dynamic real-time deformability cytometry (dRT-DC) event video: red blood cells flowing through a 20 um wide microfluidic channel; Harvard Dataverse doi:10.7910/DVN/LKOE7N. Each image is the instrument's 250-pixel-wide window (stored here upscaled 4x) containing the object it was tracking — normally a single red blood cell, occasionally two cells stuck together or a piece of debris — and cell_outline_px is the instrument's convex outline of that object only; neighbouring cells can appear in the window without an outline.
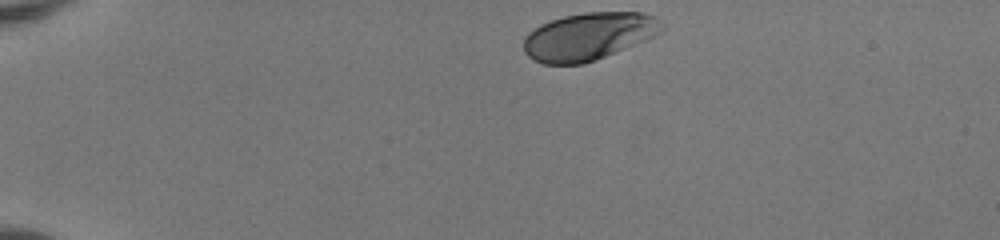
{"species": "human", "species_latin": "Homo sapiens", "temperature_condition": "room temperature", "stored_images_in_passage": 37, "camera_frame_rate_fps": 3000, "um_per_image_px": 0.085, "donor": {"sex": "female"}, "frame": {"image": 1, "passage_image": 1, "time_ms": 0.0, "image_size_px": [1000, 240], "cell_outline_px": [[664, 28], [652, 36], [644, 40], [596, 60], [584, 64], [544, 64], [528, 56], [524, 52], [524, 36], [528, 32], [540, 24], [564, 16], [584, 12], [644, 12], [660, 20], [664, 24]], "centroid_in_image_um": [50.0, 3.08], "position_along_channel_um": 35.0, "area_um2": 38.09}}
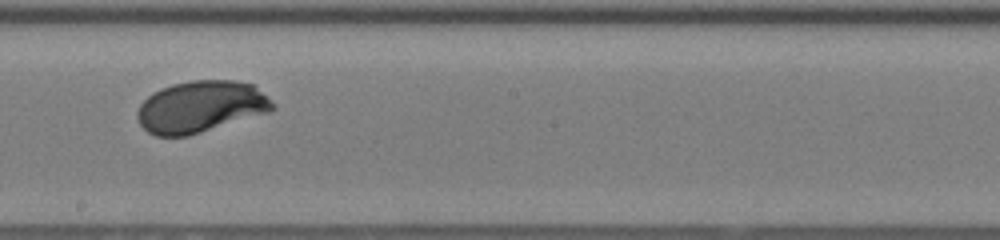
{"frame": {"image": 2, "passage_image": 21, "time_ms": 6.667, "image_size_px": [1000, 240], "cell_outline_px": [[276, 108], [272, 112], [188, 136], [156, 136], [148, 132], [140, 124], [136, 116], [136, 112], [140, 104], [152, 92], [160, 88], [172, 84], [192, 80], [236, 80], [256, 84], [276, 104]], "centroid_in_image_um": [17.12, 9.06], "position_along_channel_um": 231.1, "area_um2": 41.5}}
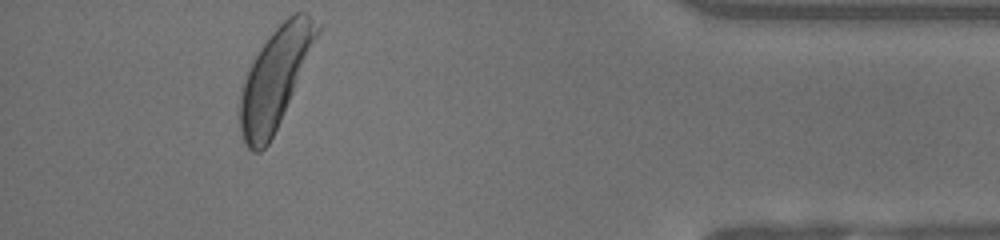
{"frame": {"image": 3, "passage_image": 37, "time_ms": 12.0, "image_size_px": [1000, 240], "cell_outline_px": [[320, 28], [280, 120], [268, 144], [260, 152], [252, 152], [244, 144], [240, 132], [240, 96], [244, 80], [260, 48], [272, 32], [288, 16], [296, 12], [308, 12], [320, 24]], "centroid_in_image_um": [23.35, 6.65], "position_along_channel_um": 411.9, "area_um2": 43.12}, "authors_computed_cell_mechanics": {"area_um2": 40.2288, "velocity_mm_per_s": 4.1144, "shape_relaxation_time_tau1_ms": 1.7052, "shape_relaxation_time_tau2_ms": null, "deformation_change_tau1": 0.1398, "deformation_change_tau2": null}}